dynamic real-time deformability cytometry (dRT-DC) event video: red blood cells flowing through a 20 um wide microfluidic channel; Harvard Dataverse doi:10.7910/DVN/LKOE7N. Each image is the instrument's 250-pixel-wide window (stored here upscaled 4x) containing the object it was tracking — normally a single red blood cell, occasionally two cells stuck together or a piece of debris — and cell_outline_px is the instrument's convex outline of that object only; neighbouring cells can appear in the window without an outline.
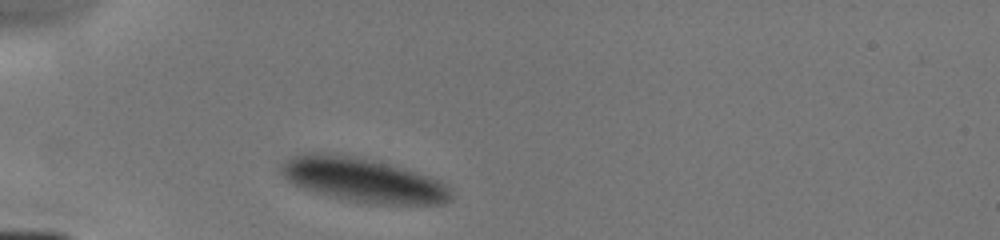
{"species": "human", "species_latin": "Homo sapiens", "temperature_condition": "cold", "stored_images_in_passage": 5, "camera_frame_rate_fps": 3000, "um_per_image_px": 0.085, "donor": {"sex": "male"}, "frame": {"image": 1, "passage_image": 1, "time_ms": 0.0, "image_size_px": [1000, 240], "cell_outline_px": [[452, 196], [448, 200], [440, 204], [372, 204], [348, 200], [328, 196], [304, 188], [288, 180], [280, 172], [280, 164], [292, 156], [300, 152], [320, 152], [348, 156], [384, 164], [412, 172], [436, 180], [444, 184], [448, 188]], "centroid_in_image_um": [30.75, 15.31], "position_along_channel_um": 54.2, "area_um2": 42.54}}
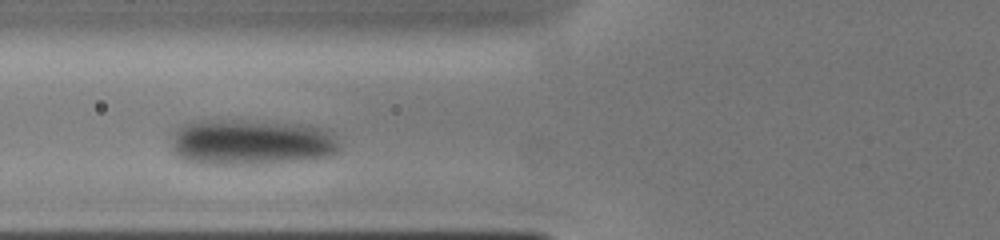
{"frame": {"image": 2, "passage_image": 3, "time_ms": 1.667, "image_size_px": [1000, 240], "cell_outline_px": [[340, 148], [332, 156], [304, 160], [260, 164], [200, 164], [184, 160], [176, 156], [172, 148], [172, 136], [176, 128], [180, 124], [192, 120], [256, 120], [304, 124], [320, 128], [332, 132]], "centroid_in_image_um": [21.31, 12.08], "position_along_channel_um": 104.5, "area_um2": 45.84}}